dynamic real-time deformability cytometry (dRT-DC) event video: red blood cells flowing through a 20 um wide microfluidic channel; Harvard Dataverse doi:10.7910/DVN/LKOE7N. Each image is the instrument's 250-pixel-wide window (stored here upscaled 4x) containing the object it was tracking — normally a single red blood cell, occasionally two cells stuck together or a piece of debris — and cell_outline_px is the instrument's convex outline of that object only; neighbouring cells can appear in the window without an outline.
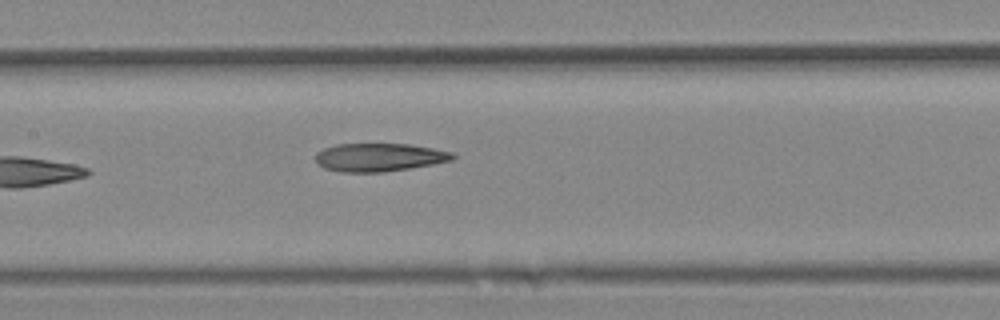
{"species": "Egyptian fruit bat (a non-hibernating species)", "species_latin": "Rousettus aegyptiacus", "temperature_condition": "cold", "stored_images_in_passage": 8, "camera_frame_rate_fps": 3000, "um_per_image_px": 0.085, "animal": {"sex": "female"}, "frame": {"image": 1, "passage_image": 8, "time_ms": 9.333, "image_size_px": [1000, 320], "cell_outline_px": [[456, 156], [452, 160], [432, 164], [384, 172], [340, 172], [324, 168], [316, 164], [316, 152], [324, 148], [336, 144], [408, 144], [432, 148], [452, 152]], "centroid_in_image_um": [32.19, 13.37], "position_along_channel_um": 175.2, "area_um2": 22.48}}